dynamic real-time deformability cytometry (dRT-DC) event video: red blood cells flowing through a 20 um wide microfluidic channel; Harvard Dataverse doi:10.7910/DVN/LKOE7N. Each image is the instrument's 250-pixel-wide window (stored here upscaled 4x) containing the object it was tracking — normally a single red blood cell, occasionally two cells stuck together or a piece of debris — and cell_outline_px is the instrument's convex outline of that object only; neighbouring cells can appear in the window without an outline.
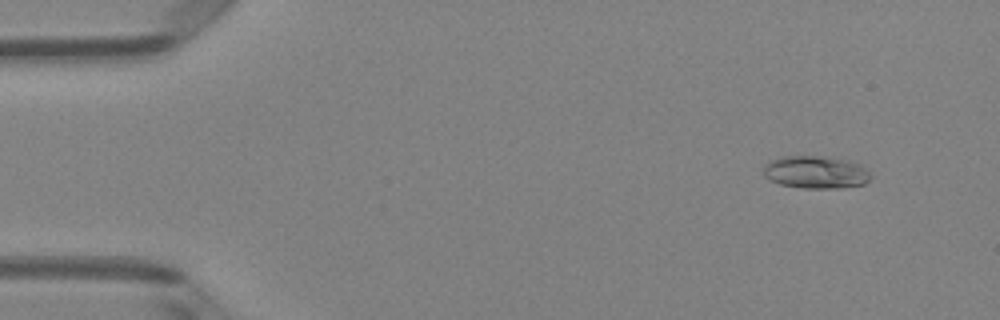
{"species": "Egyptian fruit bat (a non-hibernating species)", "species_latin": "Rousettus aegyptiacus", "temperature_condition": "room temperature", "stored_images_in_passage": 50, "camera_frame_rate_fps": 3000, "um_per_image_px": 0.085, "animal": {"sex": "female"}, "frame": {"image": 1, "passage_image": 5, "time_ms": 1.333, "image_size_px": [1000, 320], "cell_outline_px": [[872, 176], [864, 184], [836, 188], [800, 188], [780, 184], [768, 180], [764, 176], [764, 164], [780, 156], [820, 156], [848, 160], [860, 164], [868, 168]], "centroid_in_image_um": [69.34, 14.63], "position_along_channel_um": 15.7, "area_um2": 20.58}}
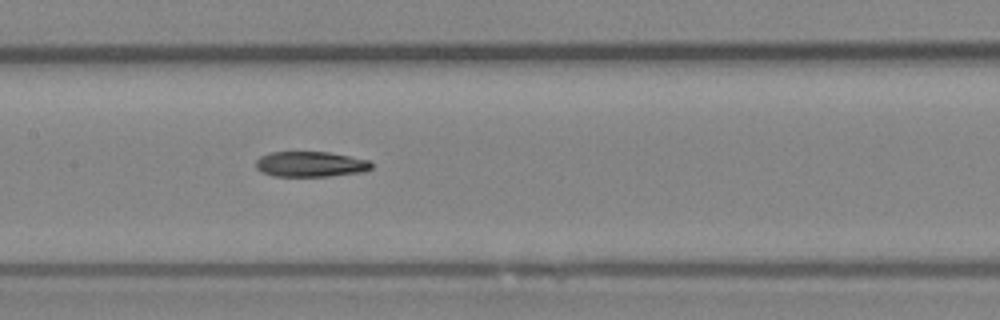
{"frame": {"image": 2, "passage_image": 25, "time_ms": 8.0, "image_size_px": [1000, 320], "cell_outline_px": [[372, 168], [364, 172], [328, 176], [272, 176], [256, 168], [256, 160], [260, 156], [272, 152], [328, 152], [368, 160], [372, 164]], "centroid_in_image_um": [26.39, 13.96], "position_along_channel_um": 181.0, "area_um2": 16.99}}
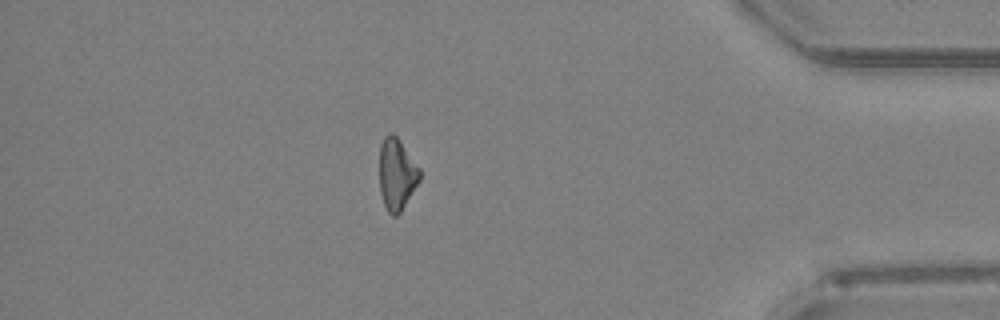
{"frame": {"image": 3, "passage_image": 44, "time_ms": 14.333, "image_size_px": [1000, 320], "cell_outline_px": [[420, 180], [400, 212], [396, 216], [392, 216], [388, 212], [384, 204], [380, 192], [380, 144], [384, 136], [388, 132], [392, 132], [400, 140], [420, 168]], "centroid_in_image_um": [33.72, 14.78], "position_along_channel_um": 401.5, "area_um2": 16.82}, "authors_computed_cell_mechanics": {"area_um2": 17.9758, "velocity_mm_per_s": 4.0727, "shape_relaxation_time_tau1_ms": null, "shape_relaxation_time_tau2_ms": 2.3873, "deformation_change_tau1": null, "deformation_change_tau2": 0.0747}}